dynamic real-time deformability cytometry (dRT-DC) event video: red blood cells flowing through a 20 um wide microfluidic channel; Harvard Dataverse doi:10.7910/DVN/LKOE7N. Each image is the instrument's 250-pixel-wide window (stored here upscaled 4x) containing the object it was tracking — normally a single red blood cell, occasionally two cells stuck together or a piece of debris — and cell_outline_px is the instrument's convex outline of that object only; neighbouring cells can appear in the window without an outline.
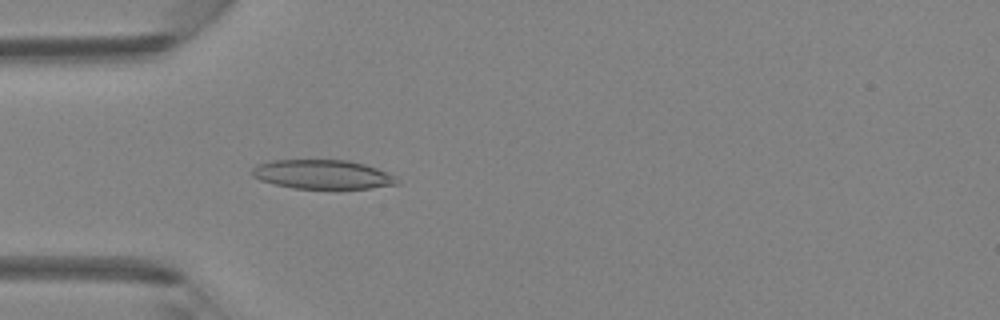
{"species": "Egyptian fruit bat (a non-hibernating species)", "species_latin": "Rousettus aegyptiacus", "temperature_condition": "room temperature", "stored_images_in_passage": 2, "camera_frame_rate_fps": 3000, "um_per_image_px": 0.085, "animal": {"sex": "female"}, "frame": {"image": 1, "passage_image": 2, "time_ms": 1.0, "image_size_px": [1000, 320], "cell_outline_px": [[400, 184], [372, 188], [336, 192], [292, 188], [260, 180], [252, 176], [252, 168], [256, 164], [272, 160], [348, 160], [364, 164], [388, 172], [396, 176]], "centroid_in_image_um": [27.47, 14.88], "position_along_channel_um": 57.5, "area_um2": 25.78}}